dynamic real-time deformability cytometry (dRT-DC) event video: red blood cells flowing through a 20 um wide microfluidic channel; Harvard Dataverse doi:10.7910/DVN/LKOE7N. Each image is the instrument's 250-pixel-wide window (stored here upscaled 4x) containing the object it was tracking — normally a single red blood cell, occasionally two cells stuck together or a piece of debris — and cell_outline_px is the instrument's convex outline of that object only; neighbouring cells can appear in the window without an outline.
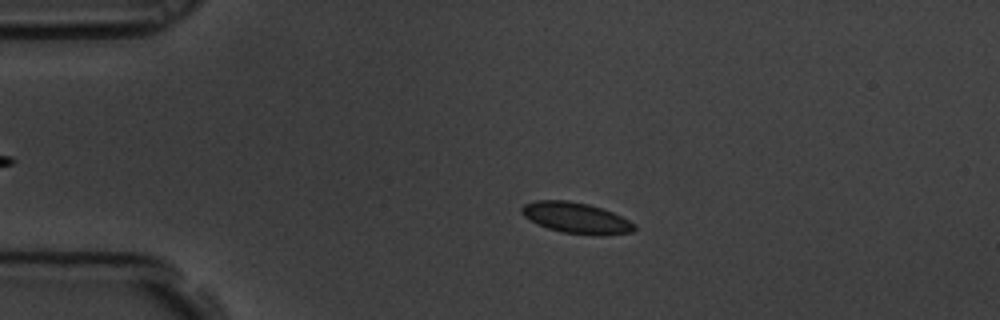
{"species": "common noctule bat (a hibernating species)", "species_latin": "Nyctalus noctula", "temperature_condition": "room temperature", "stored_images_in_passage": 60, "camera_frame_rate_fps": 3000, "um_per_image_px": 0.085, "animal": {"sex": "male", "body_mass_g": 19.5, "forearm_length_mm": 54.6}, "frame": {"image": 1, "passage_image": 13, "time_ms": 4.0, "image_size_px": [1000, 320], "cell_outline_px": [[636, 228], [632, 232], [600, 236], [596, 236], [564, 232], [548, 228], [524, 216], [520, 212], [520, 208], [524, 204], [536, 200], [568, 200], [588, 204], [612, 212], [636, 224]], "centroid_in_image_um": [48.99, 18.52], "position_along_channel_um": 36.0, "area_um2": 20.17}}
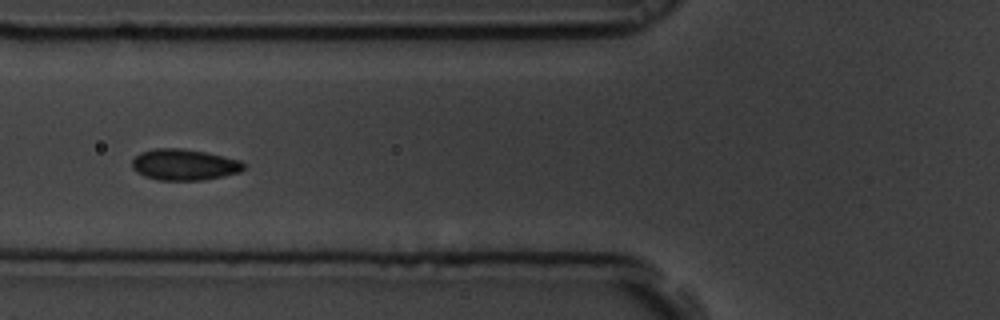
{"frame": {"image": 2, "passage_image": 23, "time_ms": 7.333, "image_size_px": [1000, 320], "cell_outline_px": [[244, 168], [240, 172], [224, 176], [204, 180], [156, 180], [144, 176], [136, 172], [132, 168], [132, 160], [140, 152], [152, 148], [184, 148], [208, 152], [240, 160], [244, 164]], "centroid_in_image_um": [15.64, 13.99], "position_along_channel_um": 110.2, "area_um2": 20.58}}
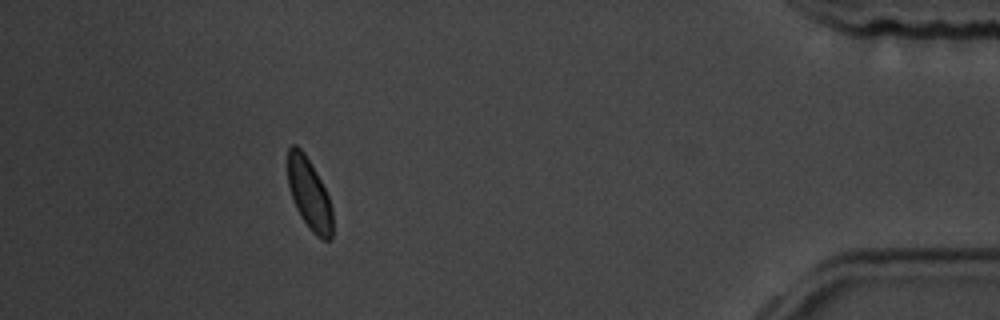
{"frame": {"image": 3, "passage_image": 54, "time_ms": 17.667, "image_size_px": [1000, 320], "cell_outline_px": [[332, 240], [324, 240], [316, 236], [308, 228], [300, 216], [296, 208], [288, 184], [288, 148], [292, 144], [296, 144], [304, 152], [316, 172], [328, 196], [332, 208]], "centroid_in_image_um": [26.28, 16.51], "position_along_channel_um": 408.9, "area_um2": 18.55}, "authors_computed_cell_mechanics": {"area_um2": 19.363, "velocity_mm_per_s": 3.4238, "shape_relaxation_time_tau1_ms": 2.9641, "shape_relaxation_time_tau2_ms": null, "deformation_change_tau1": 0.0796, "deformation_change_tau2": null}}